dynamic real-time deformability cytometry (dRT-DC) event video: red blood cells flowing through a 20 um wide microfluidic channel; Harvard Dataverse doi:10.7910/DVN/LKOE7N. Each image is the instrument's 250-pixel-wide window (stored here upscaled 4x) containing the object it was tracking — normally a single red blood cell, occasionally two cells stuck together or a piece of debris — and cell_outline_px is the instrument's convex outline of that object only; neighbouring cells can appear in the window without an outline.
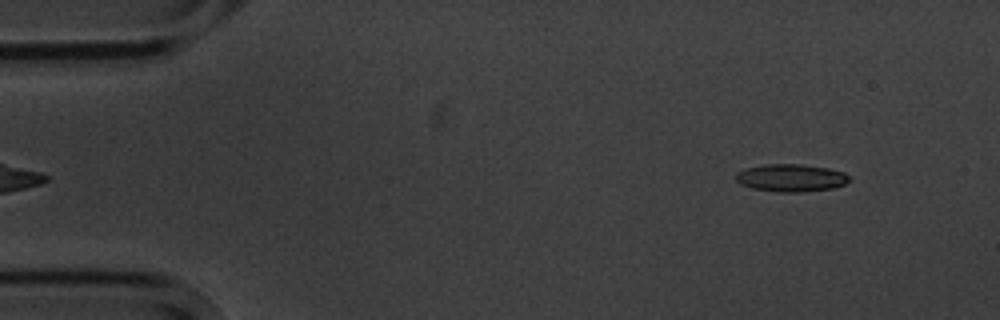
{"species": "common noctule bat (a hibernating species)", "species_latin": "Nyctalus noctula", "temperature_condition": "cold", "stored_images_in_passage": 3, "camera_frame_rate_fps": 3000, "um_per_image_px": 0.085, "animal": {"sex": "male", "body_mass_g": 20.1, "forearm_length_mm": 53.5}, "frame": {"image": 1, "passage_image": 1, "time_ms": 0.0, "image_size_px": [1000, 320], "cell_outline_px": [[848, 180], [844, 184], [832, 188], [804, 192], [776, 192], [752, 188], [740, 184], [736, 180], [736, 172], [744, 168], [764, 164], [804, 164], [828, 168], [844, 172], [848, 176]], "centroid_in_image_um": [67.19, 15.11], "position_along_channel_um": 17.8, "area_um2": 18.32}}